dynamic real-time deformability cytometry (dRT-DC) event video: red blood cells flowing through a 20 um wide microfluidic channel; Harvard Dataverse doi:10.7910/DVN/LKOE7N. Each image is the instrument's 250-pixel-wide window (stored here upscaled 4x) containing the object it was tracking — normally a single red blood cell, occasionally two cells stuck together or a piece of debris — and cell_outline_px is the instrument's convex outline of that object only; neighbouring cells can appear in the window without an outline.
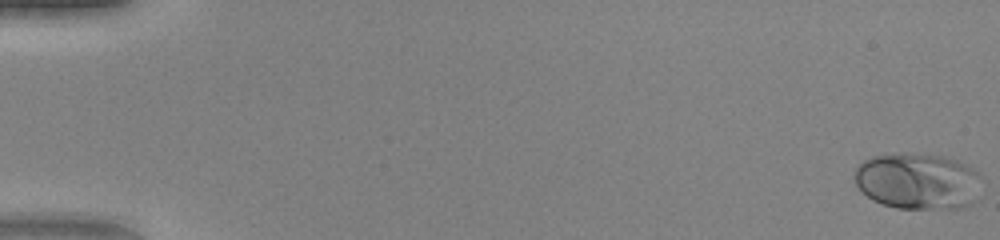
{"species": "human", "species_latin": "Homo sapiens", "temperature_condition": "warm", "stored_images_in_passage": 51, "camera_frame_rate_fps": 3000, "um_per_image_px": 0.085, "donor": {"sex": "female"}, "frame": {"image": 1, "passage_image": 1, "time_ms": 0.0, "image_size_px": [1000, 240], "cell_outline_px": [[980, 176], [972, 204], [968, 208], [896, 208], [872, 200], [860, 192], [852, 180], [852, 176], [856, 168], [864, 160], [872, 156], [900, 152], [940, 156], [956, 160], [968, 164]], "centroid_in_image_um": [77.93, 15.39], "position_along_channel_um": 7.1, "area_um2": 41.96}}
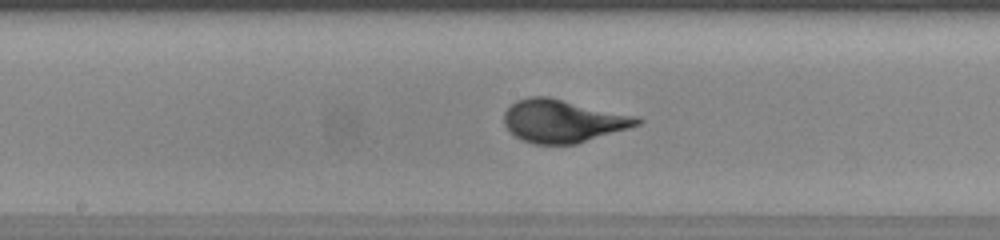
{"frame": {"image": 2, "passage_image": 28, "time_ms": 9.0, "image_size_px": [1000, 240], "cell_outline_px": [[644, 120], [640, 124], [628, 128], [576, 144], [532, 144], [520, 140], [504, 124], [504, 112], [516, 100], [528, 96], [548, 96], [640, 116]], "centroid_in_image_um": [47.87, 10.27], "position_along_channel_um": 200.3, "area_um2": 33.47}}
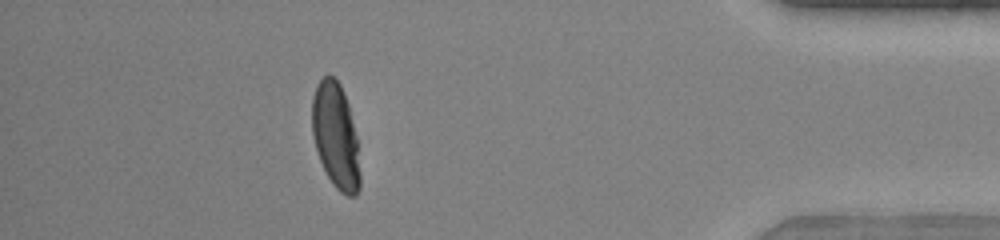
{"frame": {"image": 3, "passage_image": 46, "time_ms": 15.0, "image_size_px": [1000, 240], "cell_outline_px": [[360, 188], [356, 196], [348, 196], [340, 192], [332, 184], [320, 160], [316, 148], [312, 132], [312, 96], [316, 84], [328, 72], [340, 84], [344, 92], [348, 104], [356, 136], [360, 172]], "centroid_in_image_um": [28.53, 11.54], "position_along_channel_um": 406.7, "area_um2": 29.48}, "authors_computed_cell_mechanics": {"area_um2": 32.946, "velocity_mm_per_s": 4.1279, "shape_relaxation_time_tau1_ms": 3.3679, "shape_relaxation_time_tau2_ms": null, "deformation_change_tau1": 0.2055, "deformation_change_tau2": null}}